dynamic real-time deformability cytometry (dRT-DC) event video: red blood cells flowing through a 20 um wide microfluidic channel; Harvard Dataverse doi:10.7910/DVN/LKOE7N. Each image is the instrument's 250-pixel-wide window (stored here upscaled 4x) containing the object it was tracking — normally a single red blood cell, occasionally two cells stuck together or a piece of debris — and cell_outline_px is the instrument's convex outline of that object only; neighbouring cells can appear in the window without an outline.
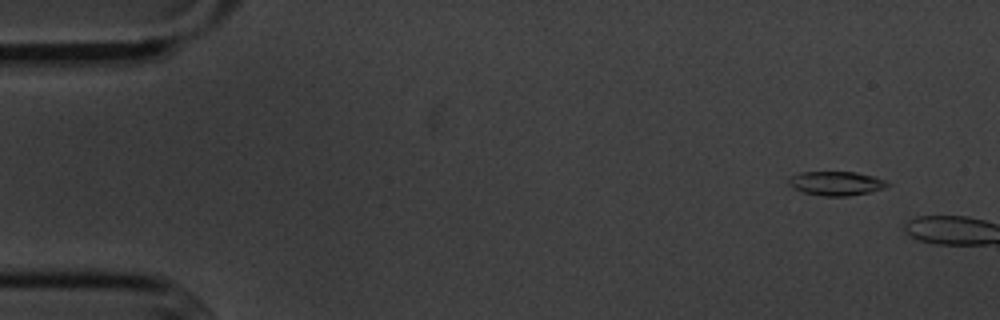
{"species": "common noctule bat (a hibernating species)", "species_latin": "Nyctalus noctula", "temperature_condition": "cold", "stored_images_in_passage": 2, "camera_frame_rate_fps": 3000, "um_per_image_px": 0.085, "animal": {"sex": "male", "body_mass_g": 20.1, "forearm_length_mm": 53.5}, "frame": {"image": 1, "passage_image": 1, "time_ms": 0.0, "image_size_px": [1000, 320], "cell_outline_px": [[892, 184], [884, 188], [868, 192], [848, 196], [824, 196], [804, 192], [792, 188], [788, 184], [788, 180], [792, 176], [800, 172], [856, 172], [872, 176], [884, 180]], "centroid_in_image_um": [71.06, 15.58], "position_along_channel_um": 13.9, "area_um2": 13.76}}